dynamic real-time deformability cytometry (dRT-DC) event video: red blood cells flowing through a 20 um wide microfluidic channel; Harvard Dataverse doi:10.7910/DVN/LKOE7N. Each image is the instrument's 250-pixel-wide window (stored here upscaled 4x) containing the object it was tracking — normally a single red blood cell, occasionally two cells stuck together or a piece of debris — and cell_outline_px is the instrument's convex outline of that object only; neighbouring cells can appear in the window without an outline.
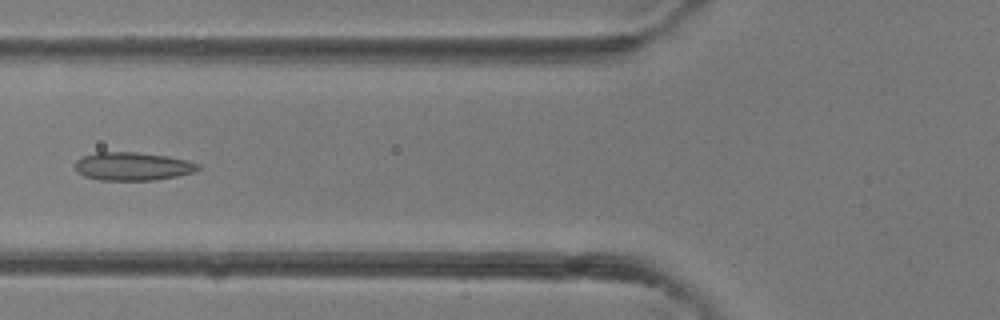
{"species": "common noctule bat (a hibernating species)", "species_latin": "Nyctalus noctula", "temperature_condition": "room temperature", "stored_images_in_passage": 33, "camera_frame_rate_fps": 3000, "um_per_image_px": 0.085, "animal": {"sex": "female"}, "frame": {"image": 1, "passage_image": 16, "time_ms": 5.0, "image_size_px": [1000, 320], "cell_outline_px": [[200, 168], [192, 172], [176, 176], [152, 180], [100, 180], [84, 176], [76, 172], [76, 160], [84, 156], [96, 152], [136, 152], [168, 156], [188, 160], [200, 164]], "centroid_in_image_um": [11.27, 14.13], "position_along_channel_um": 114.5, "area_um2": 20.17}}
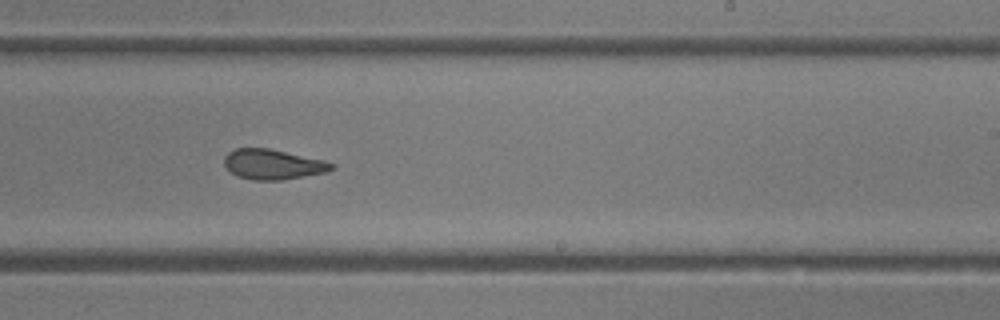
{"frame": {"image": 2, "passage_image": 25, "time_ms": 8.0, "image_size_px": [1000, 320], "cell_outline_px": [[336, 168], [324, 172], [280, 180], [256, 180], [240, 176], [232, 172], [224, 164], [224, 156], [228, 152], [236, 148], [268, 148], [324, 160], [336, 164]], "centroid_in_image_um": [23.21, 13.95], "position_along_channel_um": 265.8, "area_um2": 18.55}}
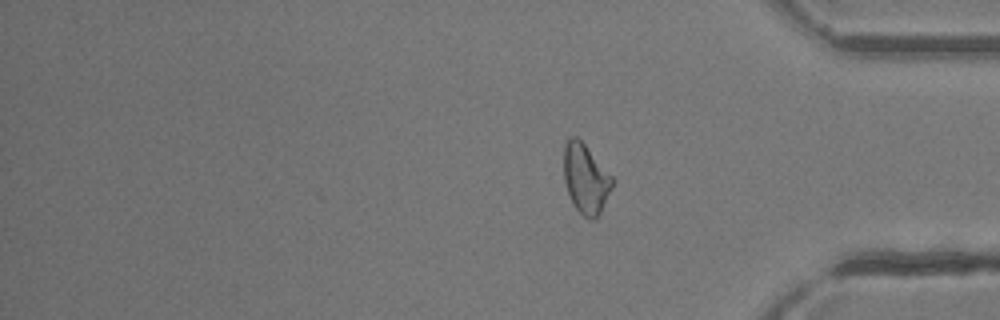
{"frame": {"image": 3, "passage_image": 33, "time_ms": 10.667, "image_size_px": [1000, 320], "cell_outline_px": [[616, 180], [596, 220], [588, 220], [576, 208], [568, 192], [564, 180], [564, 144], [572, 136], [576, 136], [584, 144]], "centroid_in_image_um": [49.8, 15.2], "position_along_channel_um": 385.4, "area_um2": 19.54}}